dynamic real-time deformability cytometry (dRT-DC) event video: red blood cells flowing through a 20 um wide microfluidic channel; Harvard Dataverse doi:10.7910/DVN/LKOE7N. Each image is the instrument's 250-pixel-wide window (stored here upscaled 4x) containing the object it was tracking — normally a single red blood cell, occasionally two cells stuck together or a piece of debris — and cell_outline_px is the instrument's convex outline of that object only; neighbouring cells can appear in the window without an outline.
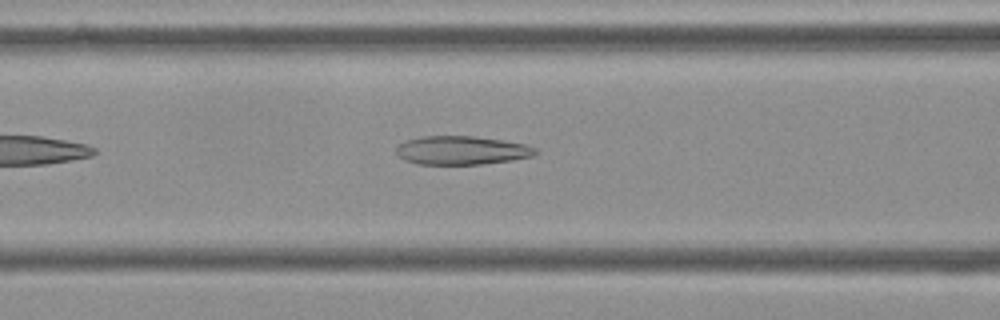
{"species": "Egyptian fruit bat (a non-hibernating species)", "species_latin": "Rousettus aegyptiacus", "temperature_condition": "cold", "stored_images_in_passage": 28, "camera_frame_rate_fps": 3000, "um_per_image_px": 0.085, "frame": {"image": 1, "passage_image": 5, "time_ms": 1.333, "image_size_px": [1000, 320], "cell_outline_px": [[540, 152], [532, 156], [512, 160], [480, 164], [416, 164], [404, 160], [396, 152], [396, 148], [404, 140], [420, 136], [472, 136], [504, 140], [528, 144], [536, 148]], "centroid_in_image_um": [39.26, 12.77], "position_along_channel_um": 127.3, "area_um2": 23.41}}
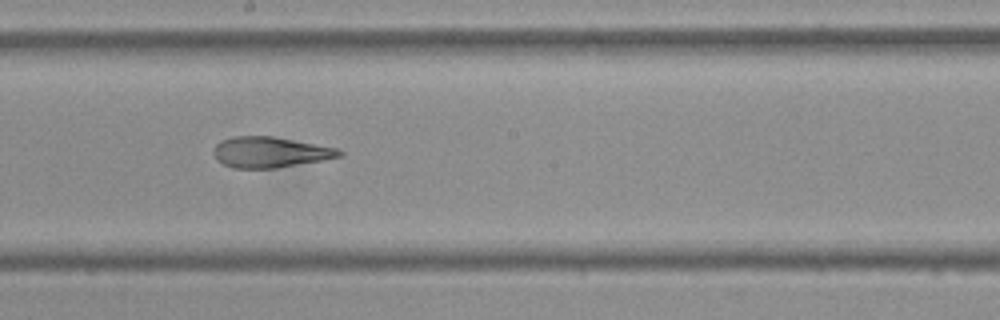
{"frame": {"image": 2, "passage_image": 13, "time_ms": 4.0, "image_size_px": [1000, 320], "cell_outline_px": [[344, 156], [324, 160], [276, 168], [232, 168], [216, 160], [212, 152], [216, 144], [220, 140], [232, 136], [272, 136], [336, 148], [344, 152]], "centroid_in_image_um": [22.93, 12.94], "position_along_channel_um": 225.3, "area_um2": 22.6}}
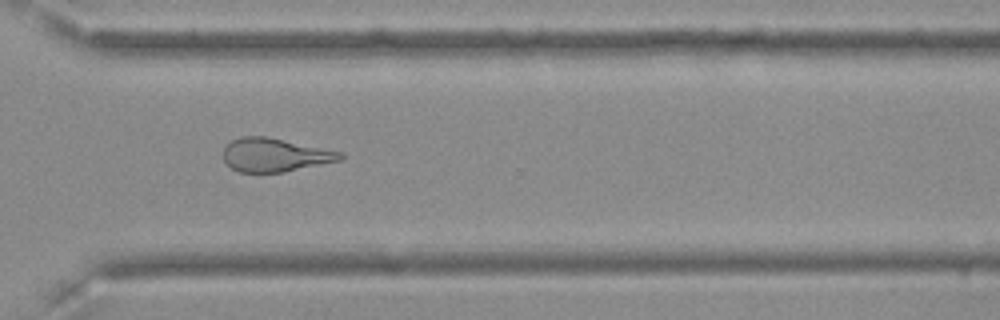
{"frame": {"image": 3, "passage_image": 23, "time_ms": 7.333, "image_size_px": [1000, 320], "cell_outline_px": [[344, 156], [340, 160], [284, 172], [240, 172], [224, 164], [224, 148], [232, 140], [244, 136], [268, 136], [344, 152]], "centroid_in_image_um": [23.37, 13.16], "position_along_channel_um": 347.2, "area_um2": 22.89}}